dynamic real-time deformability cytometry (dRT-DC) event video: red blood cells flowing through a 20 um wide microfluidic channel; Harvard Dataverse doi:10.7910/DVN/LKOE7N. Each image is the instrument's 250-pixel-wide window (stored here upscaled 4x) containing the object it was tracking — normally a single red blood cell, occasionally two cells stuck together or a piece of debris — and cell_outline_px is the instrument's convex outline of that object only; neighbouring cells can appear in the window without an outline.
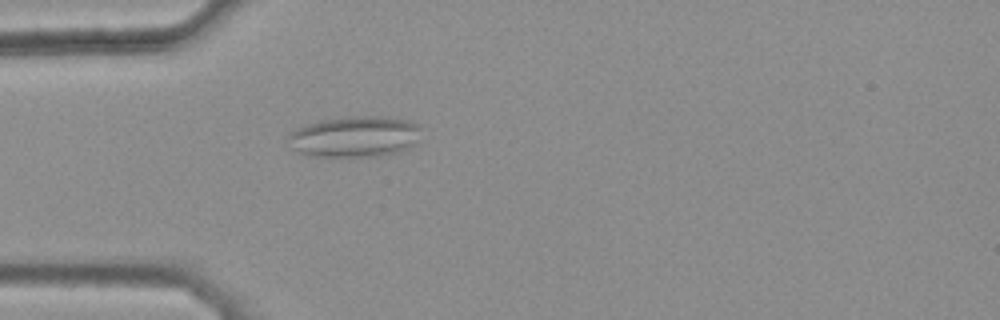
{"species": "common noctule bat (a hibernating species)", "species_latin": "Nyctalus noctula", "temperature_condition": "warm", "stored_images_in_passage": 39, "camera_frame_rate_fps": 3000, "um_per_image_px": 0.085, "animal": {"sex": "female", "body_mass_g": 25.1}, "frame": {"image": 1, "passage_image": 8, "time_ms": 2.333, "image_size_px": [1000, 320], "cell_outline_px": [[420, 128], [412, 144], [404, 148], [392, 152], [376, 156], [312, 156], [300, 152], [292, 148], [288, 136], [292, 132], [304, 124], [324, 120], [352, 116], [376, 116], [408, 120], [420, 124]], "centroid_in_image_um": [30.1, 11.6], "position_along_channel_um": 54.9, "area_um2": 30.92}}
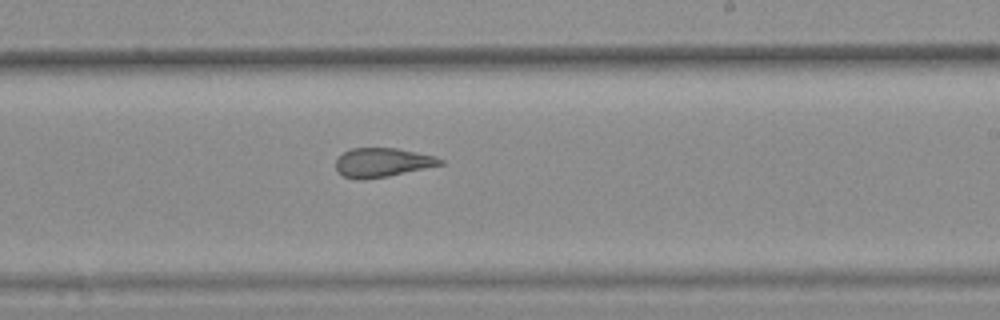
{"frame": {"image": 2, "passage_image": 24, "time_ms": 7.667, "image_size_px": [1000, 320], "cell_outline_px": [[444, 164], [388, 176], [364, 180], [360, 180], [344, 176], [336, 168], [336, 160], [344, 152], [352, 148], [396, 148], [436, 156], [444, 160]], "centroid_in_image_um": [32.52, 13.81], "position_along_channel_um": 256.5, "area_um2": 17.57}}
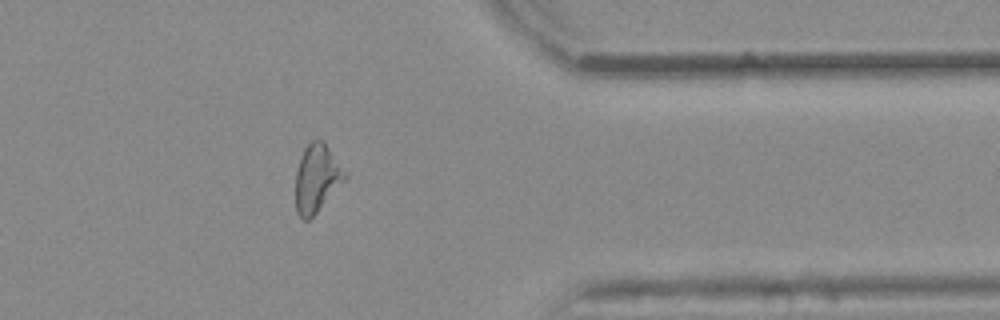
{"frame": {"image": 3, "passage_image": 35, "time_ms": 11.333, "image_size_px": [1000, 320], "cell_outline_px": [[344, 180], [316, 212], [308, 220], [304, 220], [296, 212], [296, 172], [300, 156], [304, 148], [312, 140], [324, 140], [344, 172]], "centroid_in_image_um": [26.87, 15.13], "position_along_channel_um": 384.5, "area_um2": 18.84}, "authors_computed_cell_mechanics": {"area_um2": 19.1318, "velocity_mm_per_s": 3.8806, "shape_relaxation_time_tau1_ms": null, "shape_relaxation_time_tau2_ms": 1.9097, "deformation_change_tau1": null, "deformation_change_tau2": 0.1181}}